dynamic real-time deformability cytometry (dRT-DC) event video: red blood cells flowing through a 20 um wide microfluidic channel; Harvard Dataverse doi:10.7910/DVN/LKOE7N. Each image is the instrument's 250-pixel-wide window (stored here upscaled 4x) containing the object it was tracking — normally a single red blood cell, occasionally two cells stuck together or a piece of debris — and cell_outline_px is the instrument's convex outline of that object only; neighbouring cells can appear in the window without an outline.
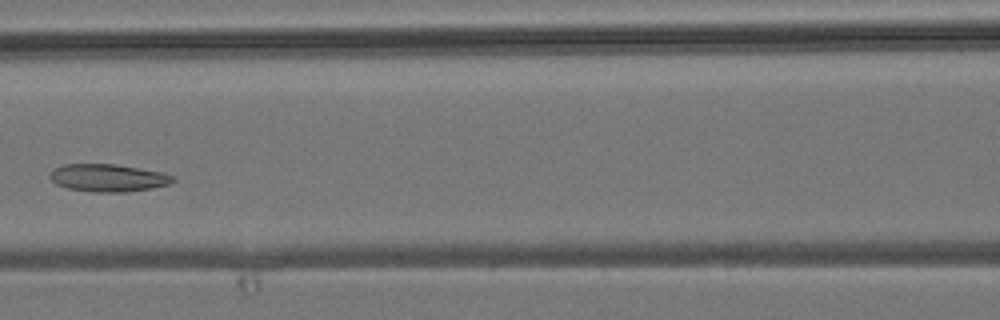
{"species": "common noctule bat (a hibernating species)", "species_latin": "Nyctalus noctula", "temperature_condition": "room temperature", "stored_images_in_passage": 5, "camera_frame_rate_fps": 3000, "um_per_image_px": 0.085, "animal": {"sex": "male", "body_mass_g": 19.2, "forearm_length_mm": 51.8}, "frame": {"image": 1, "passage_image": 5, "time_ms": 4.333, "image_size_px": [1000, 320], "cell_outline_px": [[176, 180], [168, 184], [152, 188], [128, 192], [92, 192], [68, 188], [56, 184], [48, 176], [48, 172], [52, 168], [60, 164], [116, 164], [164, 172], [176, 176]], "centroid_in_image_um": [9.17, 15.11], "position_along_channel_um": 157.4, "area_um2": 20.17}}